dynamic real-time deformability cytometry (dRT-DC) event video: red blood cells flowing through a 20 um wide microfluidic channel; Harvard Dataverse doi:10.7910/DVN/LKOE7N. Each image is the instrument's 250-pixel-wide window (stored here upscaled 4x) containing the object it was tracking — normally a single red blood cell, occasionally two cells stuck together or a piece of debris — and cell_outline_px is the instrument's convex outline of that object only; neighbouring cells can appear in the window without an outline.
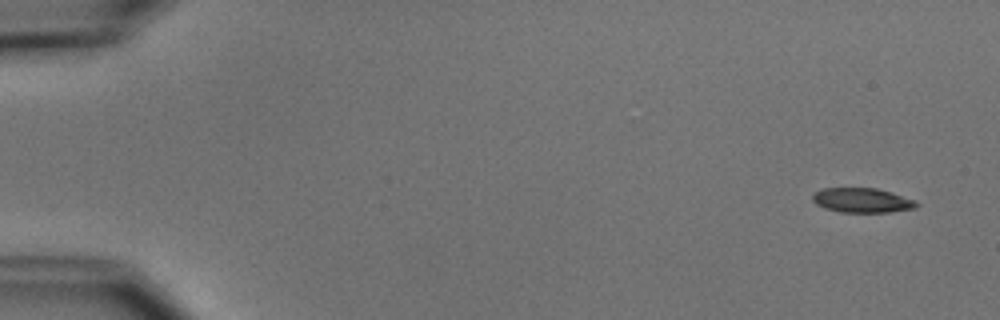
{"species": "common noctule bat (a hibernating species)", "species_latin": "Nyctalus noctula", "temperature_condition": "cold", "stored_images_in_passage": 53, "camera_frame_rate_fps": 3000, "um_per_image_px": 0.085, "animal": {"sex": "male", "body_mass_g": 15.6}, "frame": {"image": 1, "passage_image": 1, "time_ms": 0.0, "image_size_px": [1000, 320], "cell_outline_px": [[920, 204], [916, 208], [888, 212], [840, 212], [824, 208], [816, 204], [812, 200], [812, 192], [824, 188], [876, 188], [892, 192], [916, 200]], "centroid_in_image_um": [73.28, 17.02], "position_along_channel_um": 11.7, "area_um2": 15.09}}
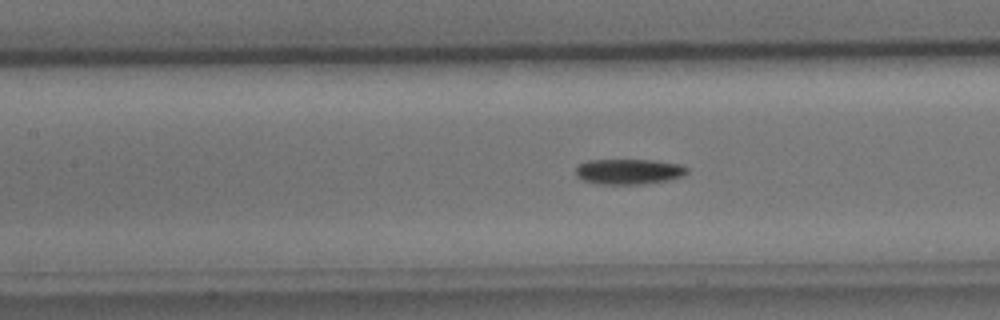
{"frame": {"image": 2, "passage_image": 23, "time_ms": 7.333, "image_size_px": [1000, 320], "cell_outline_px": [[688, 172], [684, 176], [668, 180], [640, 184], [596, 184], [580, 180], [576, 176], [576, 168], [580, 164], [588, 160], [656, 160], [680, 164], [688, 168]], "centroid_in_image_um": [53.44, 14.58], "position_along_channel_um": 154.0, "area_um2": 16.65}}
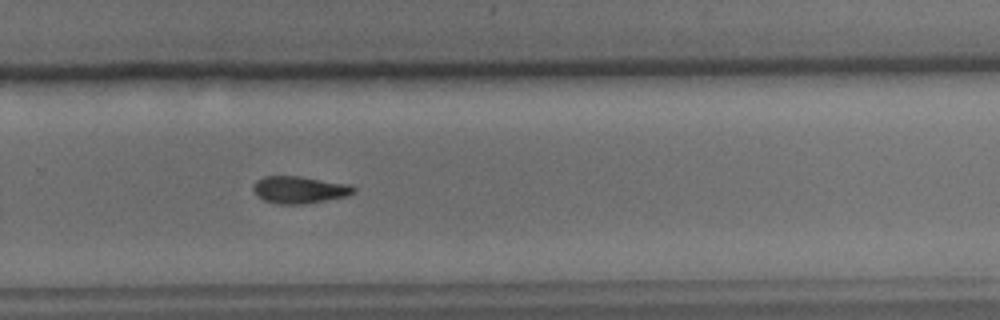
{"frame": {"image": 3, "passage_image": 35, "time_ms": 11.333, "image_size_px": [1000, 320], "cell_outline_px": [[356, 192], [348, 196], [308, 204], [276, 204], [264, 200], [256, 196], [252, 188], [256, 180], [264, 176], [300, 176], [348, 184], [356, 188]], "centroid_in_image_um": [25.45, 16.14], "position_along_channel_um": 304.4, "area_um2": 16.13}, "authors_computed_cell_mechanics": {"area_um2": 16.1262, "velocity_mm_per_s": 3.7717, "shape_relaxation_time_tau1_ms": 2.6937, "shape_relaxation_time_tau2_ms": null, "deformation_change_tau1": 0.1387, "deformation_change_tau2": null}}